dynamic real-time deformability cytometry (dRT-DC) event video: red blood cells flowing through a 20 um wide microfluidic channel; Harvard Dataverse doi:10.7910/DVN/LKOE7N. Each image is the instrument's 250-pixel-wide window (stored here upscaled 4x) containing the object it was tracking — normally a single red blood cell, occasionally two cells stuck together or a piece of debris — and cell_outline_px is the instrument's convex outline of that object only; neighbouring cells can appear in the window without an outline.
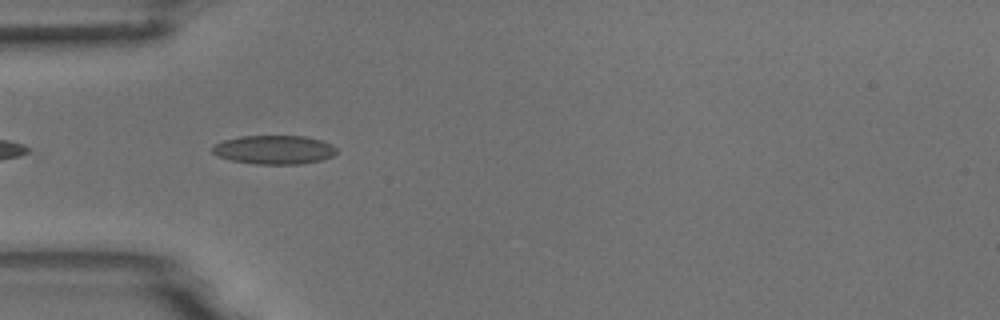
{"species": "common noctule bat (a hibernating species)", "species_latin": "Nyctalus noctula", "temperature_condition": "room temperature", "stored_images_in_passage": 2, "camera_frame_rate_fps": 3000, "um_per_image_px": 0.085, "animal": {"sex": "male", "body_mass_g": 18.8}, "frame": {"image": 1, "passage_image": 1, "time_ms": 0.0, "image_size_px": [1000, 320], "cell_outline_px": [[336, 152], [332, 156], [324, 160], [304, 164], [256, 164], [232, 160], [220, 156], [212, 152], [212, 148], [216, 144], [224, 140], [240, 136], [304, 136], [320, 140], [332, 144], [336, 148]], "centroid_in_image_um": [23.35, 12.73], "position_along_channel_um": 61.7, "area_um2": 20.81}}